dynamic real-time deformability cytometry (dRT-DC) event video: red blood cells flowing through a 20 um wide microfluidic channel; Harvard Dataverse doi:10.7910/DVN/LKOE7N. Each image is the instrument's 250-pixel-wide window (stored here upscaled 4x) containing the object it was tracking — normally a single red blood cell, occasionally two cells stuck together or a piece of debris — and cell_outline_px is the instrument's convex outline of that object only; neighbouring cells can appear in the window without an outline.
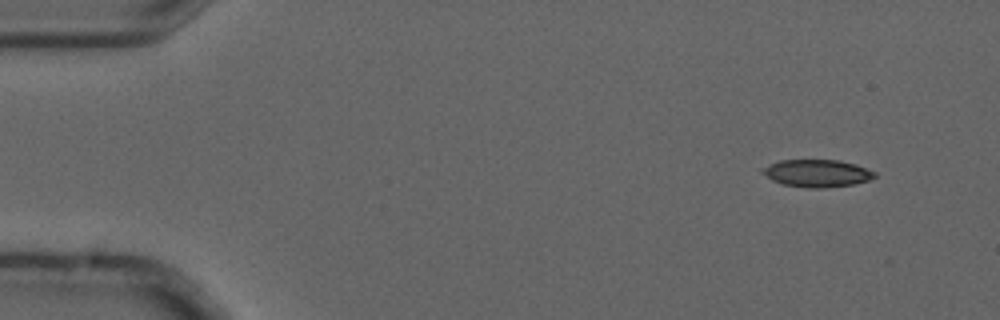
{"species": "common noctule bat (a hibernating species)", "species_latin": "Nyctalus noctula", "temperature_condition": "cold", "stored_images_in_passage": 6, "segment_of_instrument_passage": [1, 2], "camera_frame_rate_fps": 3000, "um_per_image_px": 0.085, "animal": {"sex": "male", "forearm_length_mm": 52.5}, "frame": {"image": 1, "passage_image": 2, "time_ms": 0.333, "image_size_px": [1000, 320], "cell_outline_px": [[876, 176], [868, 180], [852, 184], [824, 188], [808, 188], [784, 184], [772, 180], [760, 172], [760, 168], [768, 164], [780, 160], [840, 160], [856, 164], [876, 172]], "centroid_in_image_um": [69.42, 14.71], "position_along_channel_um": 15.6, "area_um2": 17.98}}
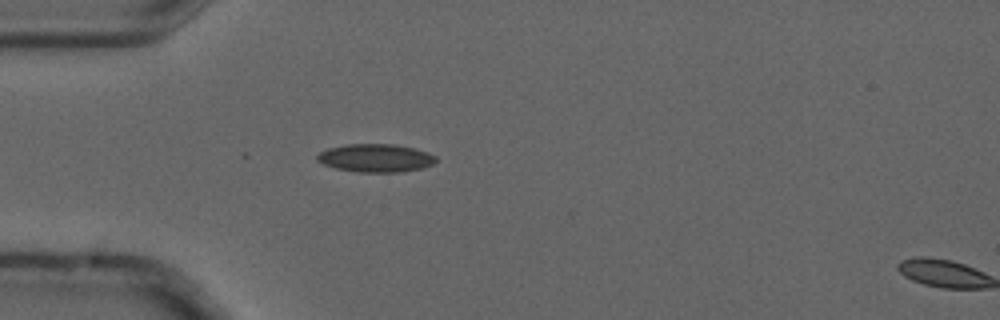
{"frame": {"image": 2, "passage_image": 5, "time_ms": 1.333, "image_size_px": [1000, 320], "cell_outline_px": [[436, 160], [432, 164], [420, 168], [396, 172], [360, 172], [336, 168], [324, 164], [316, 160], [316, 156], [320, 152], [328, 148], [344, 144], [392, 144], [416, 148], [428, 152], [436, 156]], "centroid_in_image_um": [31.91, 13.42], "position_along_channel_um": 53.1, "area_um2": 19.36}}